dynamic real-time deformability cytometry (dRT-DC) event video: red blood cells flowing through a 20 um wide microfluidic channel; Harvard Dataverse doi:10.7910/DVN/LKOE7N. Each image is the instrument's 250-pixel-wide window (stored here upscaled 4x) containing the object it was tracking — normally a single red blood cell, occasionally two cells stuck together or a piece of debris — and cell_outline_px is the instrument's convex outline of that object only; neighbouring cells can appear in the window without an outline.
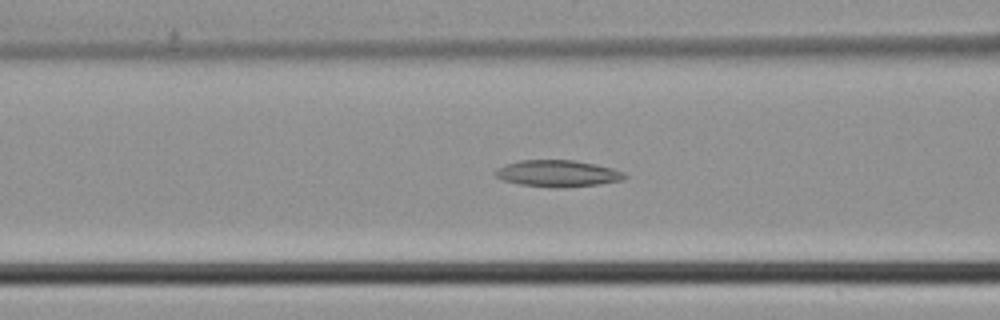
{"species": "common noctule bat (a hibernating species)", "species_latin": "Nyctalus noctula", "temperature_condition": "cold", "stored_images_in_passage": 36, "camera_frame_rate_fps": 3000, "um_per_image_px": 0.085, "animal": {"sex": "male", "body_mass_g": 21.5, "forearm_length_mm": 52.0}, "frame": {"image": 1, "passage_image": 18, "time_ms": 5.667, "image_size_px": [1000, 320], "cell_outline_px": [[628, 176], [624, 180], [600, 184], [564, 188], [556, 188], [520, 184], [504, 180], [496, 176], [492, 172], [496, 168], [520, 160], [576, 160], [596, 164], [612, 168], [624, 172]], "centroid_in_image_um": [47.44, 14.75], "position_along_channel_um": 119.2, "area_um2": 20.23}}
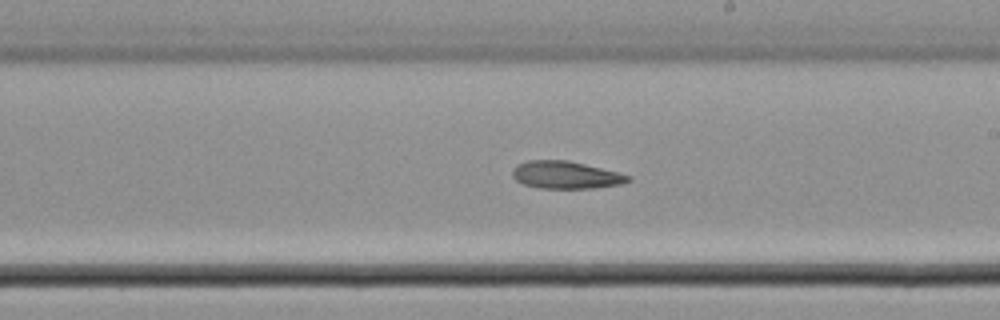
{"frame": {"image": 2, "passage_image": 26, "time_ms": 8.333, "image_size_px": [1000, 320], "cell_outline_px": [[632, 180], [620, 184], [596, 188], [540, 188], [524, 184], [516, 180], [512, 176], [512, 172], [516, 164], [528, 160], [568, 160], [632, 176]], "centroid_in_image_um": [48.08, 14.87], "position_along_channel_um": 240.9, "area_um2": 18.44}}
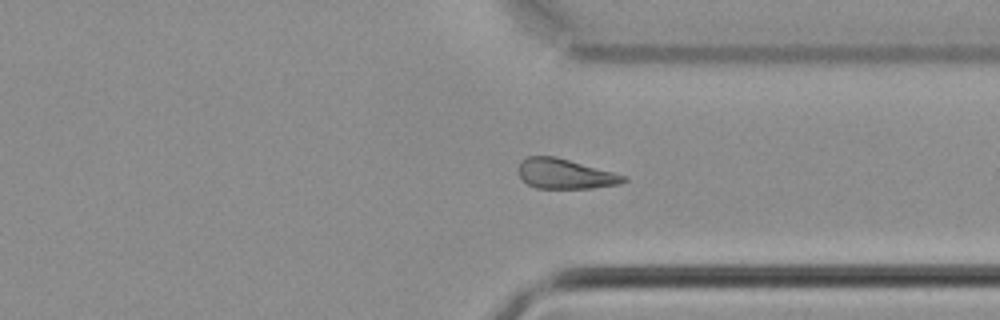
{"frame": {"image": 3, "passage_image": 34, "time_ms": 11.0, "image_size_px": [1000, 320], "cell_outline_px": [[628, 180], [620, 184], [592, 188], [536, 188], [528, 184], [520, 176], [520, 160], [528, 156], [556, 156], [628, 176]], "centroid_in_image_um": [48.08, 14.77], "position_along_channel_um": 363.3, "area_um2": 18.32}}